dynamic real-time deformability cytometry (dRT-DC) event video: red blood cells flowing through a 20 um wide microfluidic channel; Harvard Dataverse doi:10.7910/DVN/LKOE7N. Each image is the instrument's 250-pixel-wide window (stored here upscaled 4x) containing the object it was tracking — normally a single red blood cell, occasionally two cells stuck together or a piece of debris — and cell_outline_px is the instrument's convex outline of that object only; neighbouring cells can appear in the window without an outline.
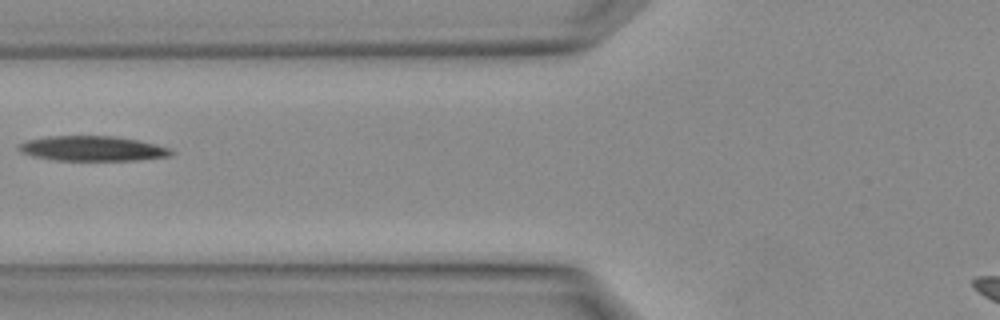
{"species": "Egyptian fruit bat (a non-hibernating species)", "species_latin": "Rousettus aegyptiacus", "temperature_condition": "warm", "stored_images_in_passage": 2, "camera_frame_rate_fps": 3000, "um_per_image_px": 0.085, "animal": {"sex": "female"}, "frame": {"image": 1, "passage_image": 2, "time_ms": 0.333, "image_size_px": [1000, 320], "cell_outline_px": [[172, 152], [168, 156], [136, 160], [52, 160], [32, 156], [20, 152], [16, 148], [16, 144], [28, 140], [48, 136], [112, 136], [136, 140], [168, 148]], "centroid_in_image_um": [7.72, 12.62], "position_along_channel_um": 118.1, "area_um2": 21.91}}